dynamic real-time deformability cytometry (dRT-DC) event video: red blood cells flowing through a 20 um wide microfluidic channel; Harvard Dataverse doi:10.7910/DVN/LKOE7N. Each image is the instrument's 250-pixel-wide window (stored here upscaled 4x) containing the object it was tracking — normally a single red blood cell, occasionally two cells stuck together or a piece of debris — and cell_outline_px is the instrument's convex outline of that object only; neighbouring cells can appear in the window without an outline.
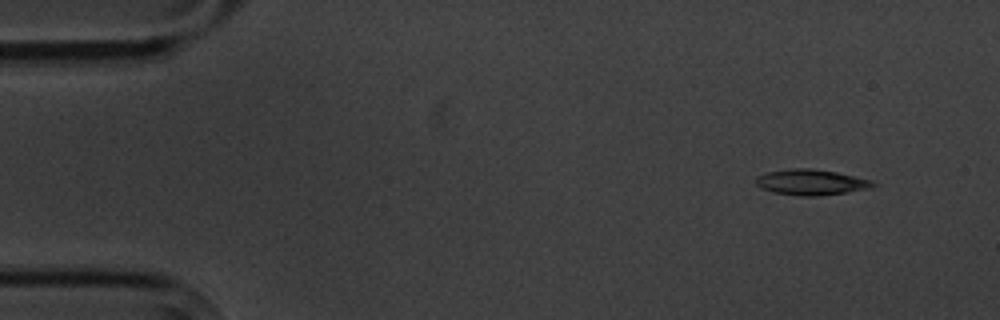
{"species": "common noctule bat (a hibernating species)", "species_latin": "Nyctalus noctula", "temperature_condition": "cold", "stored_images_in_passage": 4, "camera_frame_rate_fps": 3000, "um_per_image_px": 0.085, "animal": {"sex": "male", "body_mass_g": 20.1, "forearm_length_mm": 53.5}, "frame": {"image": 1, "passage_image": 1, "time_ms": 0.0, "image_size_px": [1000, 320], "cell_outline_px": [[876, 184], [872, 188], [848, 192], [820, 196], [800, 196], [772, 192], [760, 188], [756, 184], [756, 176], [768, 172], [792, 168], [812, 168], [836, 172], [872, 180]], "centroid_in_image_um": [68.94, 15.49], "position_along_channel_um": 16.1, "area_um2": 17.63}}
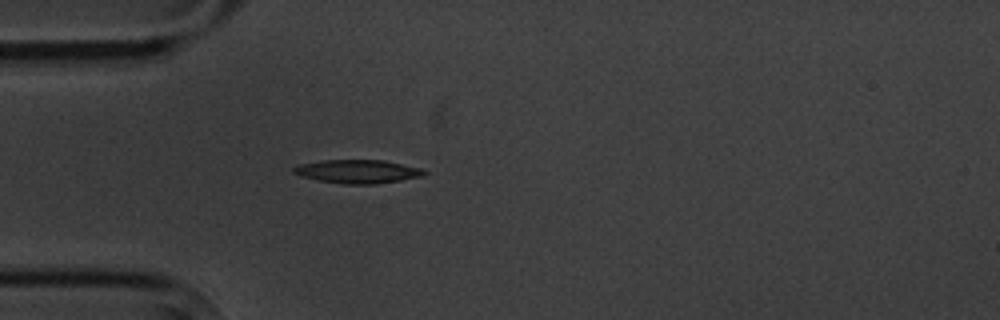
{"frame": {"image": 2, "passage_image": 4, "time_ms": 3.667, "image_size_px": [1000, 320], "cell_outline_px": [[428, 172], [424, 176], [376, 184], [344, 184], [320, 180], [300, 176], [292, 172], [292, 168], [296, 164], [320, 160], [384, 160], [420, 168]], "centroid_in_image_um": [30.37, 14.57], "position_along_channel_um": 54.6, "area_um2": 17.98}}